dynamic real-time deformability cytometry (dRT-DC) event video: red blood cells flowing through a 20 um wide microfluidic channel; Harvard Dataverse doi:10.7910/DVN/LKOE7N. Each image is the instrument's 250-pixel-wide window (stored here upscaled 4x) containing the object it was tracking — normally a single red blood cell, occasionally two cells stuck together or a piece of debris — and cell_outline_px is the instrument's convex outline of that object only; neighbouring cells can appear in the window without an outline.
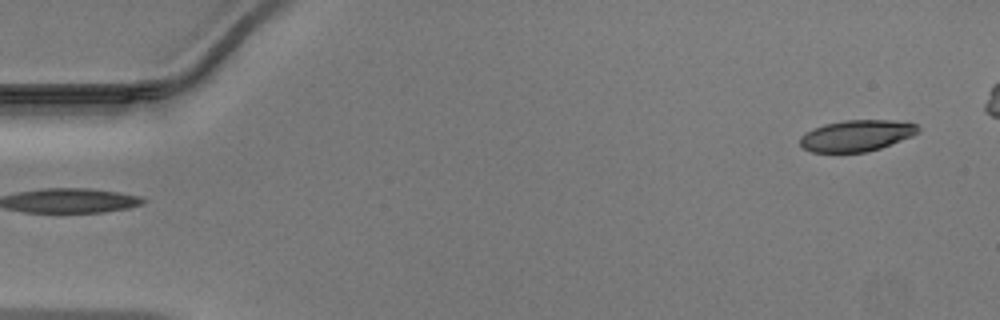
{"species": "Egyptian fruit bat (a non-hibernating species)", "species_latin": "Rousettus aegyptiacus", "temperature_condition": "warm", "stored_images_in_passage": 43, "camera_frame_rate_fps": 3000, "um_per_image_px": 0.085, "animal": {"sex": "male"}, "frame": {"image": 1, "passage_image": 1, "time_ms": 0.0, "image_size_px": [1000, 320], "cell_outline_px": [[920, 132], [912, 136], [880, 148], [864, 152], [812, 152], [804, 148], [800, 144], [800, 136], [812, 128], [824, 124], [844, 120], [904, 120], [916, 124], [920, 128]], "centroid_in_image_um": [72.83, 11.51], "position_along_channel_um": 12.2, "area_um2": 21.68}}
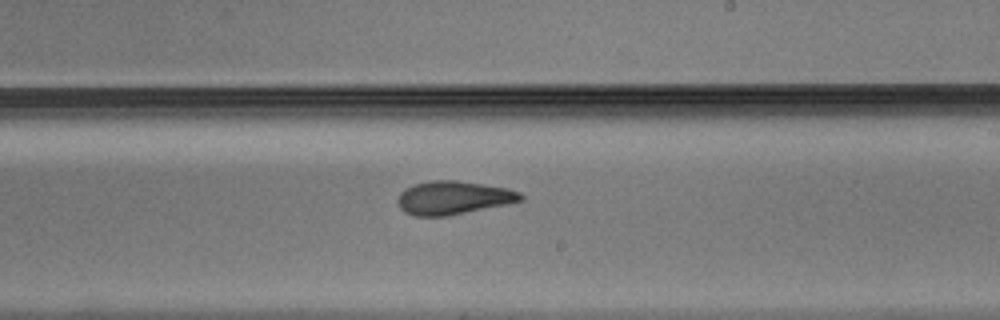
{"frame": {"image": 2, "passage_image": 27, "time_ms": 8.667, "image_size_px": [1000, 320], "cell_outline_px": [[524, 200], [508, 204], [444, 216], [416, 216], [404, 212], [400, 208], [396, 200], [400, 192], [404, 188], [412, 184], [432, 180], [456, 180], [484, 184], [508, 188], [520, 192], [524, 196]], "centroid_in_image_um": [38.51, 16.79], "position_along_channel_um": 250.5, "area_um2": 24.1}}
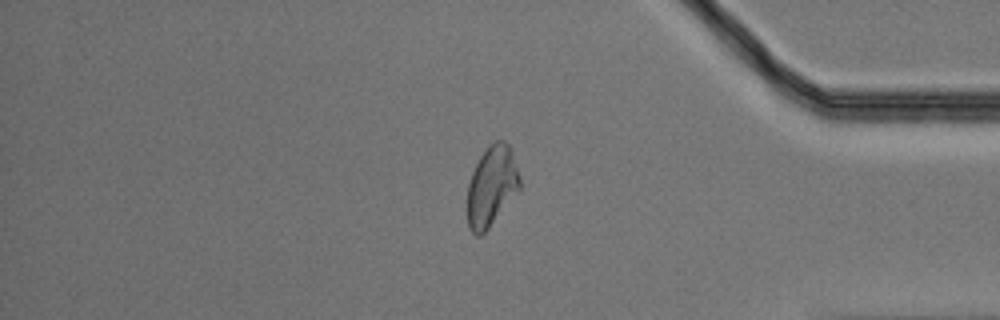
{"frame": {"image": 3, "passage_image": 39, "time_ms": 12.667, "image_size_px": [1000, 320], "cell_outline_px": [[520, 188], [488, 228], [480, 236], [476, 236], [468, 228], [468, 184], [472, 172], [480, 156], [488, 144], [496, 140], [504, 140], [508, 144], [512, 152], [520, 176]], "centroid_in_image_um": [41.78, 15.79], "position_along_channel_um": 393.4, "area_um2": 24.28}}